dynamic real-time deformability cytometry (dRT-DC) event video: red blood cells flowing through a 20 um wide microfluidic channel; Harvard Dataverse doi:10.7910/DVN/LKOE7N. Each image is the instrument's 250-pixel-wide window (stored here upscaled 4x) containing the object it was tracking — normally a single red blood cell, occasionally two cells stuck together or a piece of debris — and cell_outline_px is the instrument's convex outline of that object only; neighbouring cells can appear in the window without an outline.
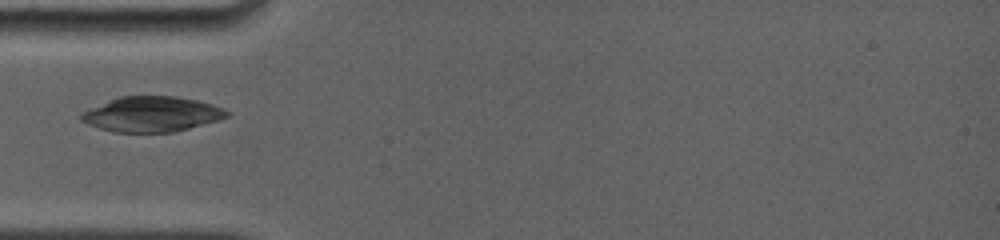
{"species": "common noctule bat (a hibernating species)", "species_latin": "Nyctalus noctula", "temperature_condition": "room temperature", "stored_images_in_passage": 6, "camera_frame_rate_fps": 4000, "um_per_image_px": 0.085, "animal": {"sex": "female", "body_mass_g": 19.0, "forearm_length_mm": 56.7}, "frame": {"image": 1, "passage_image": 1, "time_ms": 0.0, "image_size_px": [1000, 240], "cell_outline_px": [[232, 112], [228, 116], [216, 120], [188, 128], [172, 132], [112, 132], [88, 124], [80, 120], [80, 112], [120, 96], [176, 96], [196, 100], [212, 104], [224, 108]], "centroid_in_image_um": [12.88, 9.7], "position_along_channel_um": 72.1, "area_um2": 29.71}}
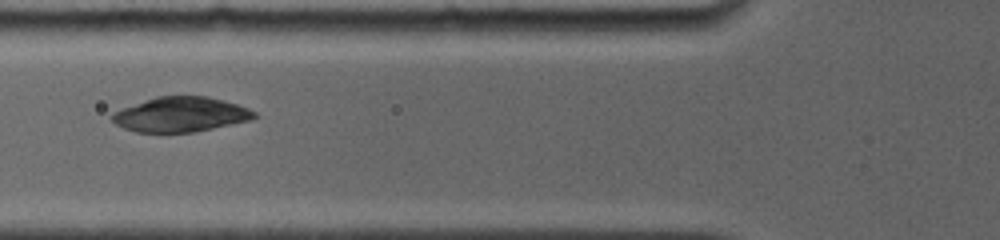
{"frame": {"image": 2, "passage_image": 3, "time_ms": 1.0, "image_size_px": [1000, 240], "cell_outline_px": [[256, 116], [252, 120], [196, 132], [136, 132], [124, 128], [116, 124], [108, 116], [112, 112], [156, 96], [208, 96], [224, 100], [248, 108], [256, 112]], "centroid_in_image_um": [15.36, 9.73], "position_along_channel_um": 110.4, "area_um2": 28.96}}
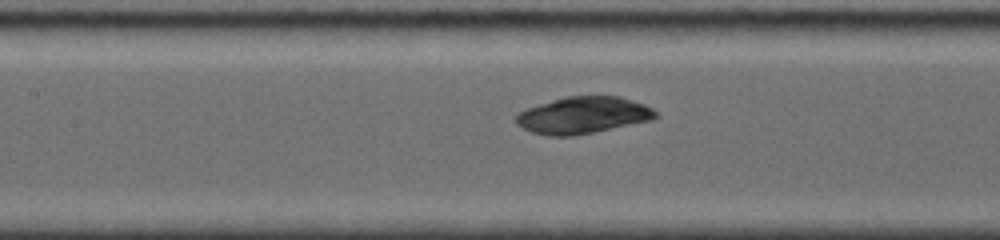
{"frame": {"image": 3, "passage_image": 5, "time_ms": 2.25, "image_size_px": [1000, 240], "cell_outline_px": [[656, 116], [652, 120], [592, 132], [568, 136], [548, 136], [532, 132], [516, 124], [516, 116], [524, 108], [552, 100], [568, 96], [620, 96], [644, 104], [652, 108], [656, 112]], "centroid_in_image_um": [49.54, 9.78], "position_along_channel_um": 157.9, "area_um2": 29.65}}